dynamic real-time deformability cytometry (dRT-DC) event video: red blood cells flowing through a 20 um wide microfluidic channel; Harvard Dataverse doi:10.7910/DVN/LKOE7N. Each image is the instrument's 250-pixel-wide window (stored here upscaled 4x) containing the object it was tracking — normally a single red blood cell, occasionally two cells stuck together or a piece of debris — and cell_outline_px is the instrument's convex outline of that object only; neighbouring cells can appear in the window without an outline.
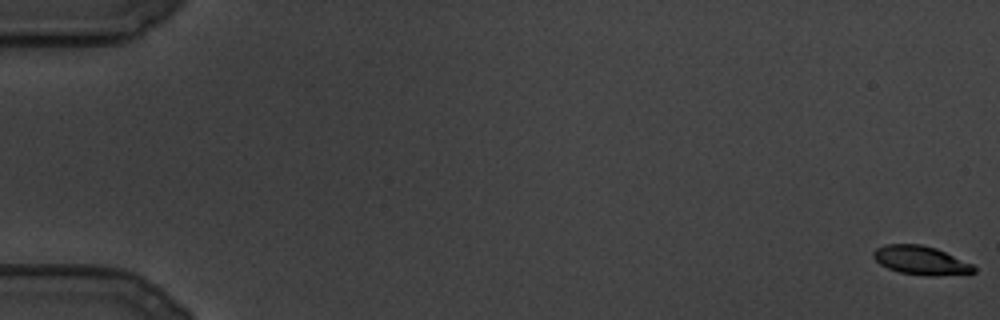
{"species": "common noctule bat (a hibernating species)", "species_latin": "Nyctalus noctula", "temperature_condition": "cold", "stored_images_in_passage": 119, "camera_frame_rate_fps": 3000, "um_per_image_px": 0.085, "animal": {"sex": "male", "body_mass_g": 19.5, "forearm_length_mm": 54.6}, "frame": {"image": 1, "passage_image": 1, "time_ms": 0.0, "image_size_px": [1000, 320], "cell_outline_px": [[976, 272], [932, 276], [900, 272], [888, 268], [880, 264], [872, 256], [872, 252], [876, 248], [884, 244], [920, 244], [936, 248], [972, 264], [976, 268]], "centroid_in_image_um": [78.24, 22.11], "position_along_channel_um": 6.8, "area_um2": 16.65}}
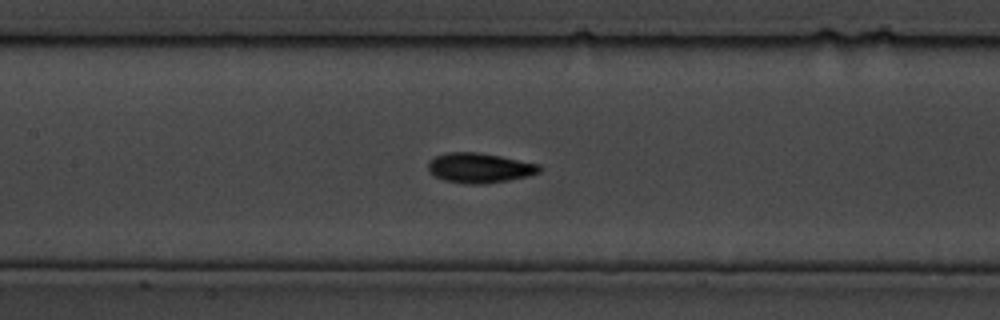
{"frame": {"image": 2, "passage_image": 57, "time_ms": 18.667, "image_size_px": [1000, 320], "cell_outline_px": [[540, 172], [528, 176], [508, 180], [484, 184], [468, 184], [444, 180], [428, 172], [428, 160], [436, 156], [448, 152], [476, 152], [500, 156], [540, 164]], "centroid_in_image_um": [40.74, 14.27], "position_along_channel_um": 166.7, "area_um2": 19.36}}
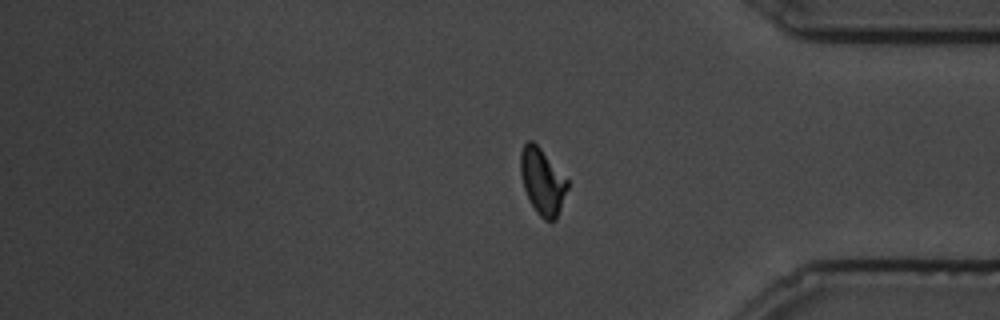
{"frame": {"image": 3, "passage_image": 98, "time_ms": 32.333, "image_size_px": [1000, 320], "cell_outline_px": [[568, 188], [556, 220], [544, 220], [536, 212], [524, 188], [520, 172], [520, 152], [524, 144], [528, 140], [532, 140], [540, 148], [568, 180]], "centroid_in_image_um": [46.1, 15.42], "position_along_channel_um": 389.1, "area_um2": 17.86}}